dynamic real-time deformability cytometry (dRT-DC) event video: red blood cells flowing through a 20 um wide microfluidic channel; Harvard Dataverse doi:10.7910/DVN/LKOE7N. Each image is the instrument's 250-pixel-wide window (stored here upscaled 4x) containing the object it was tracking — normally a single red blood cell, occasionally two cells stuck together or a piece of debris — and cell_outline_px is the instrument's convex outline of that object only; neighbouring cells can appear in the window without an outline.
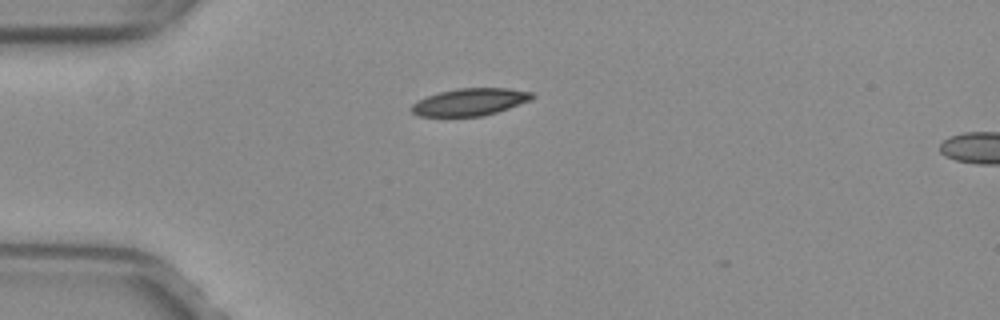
{"species": "common noctule bat (a hibernating species)", "species_latin": "Nyctalus noctula", "temperature_condition": "warm", "stored_images_in_passage": 2, "camera_frame_rate_fps": 3000, "um_per_image_px": 0.085, "animal": {"sex": "female", "body_mass_g": 29.2, "forearm_length_mm": 56.3}, "frame": {"image": 1, "passage_image": 1, "time_ms": 0.0, "image_size_px": [1000, 320], "cell_outline_px": [[536, 96], [532, 100], [496, 112], [480, 116], [420, 116], [412, 112], [408, 108], [416, 100], [440, 92], [456, 88], [508, 88], [532, 92]], "centroid_in_image_um": [39.94, 8.66], "position_along_channel_um": 45.1, "area_um2": 19.19}}